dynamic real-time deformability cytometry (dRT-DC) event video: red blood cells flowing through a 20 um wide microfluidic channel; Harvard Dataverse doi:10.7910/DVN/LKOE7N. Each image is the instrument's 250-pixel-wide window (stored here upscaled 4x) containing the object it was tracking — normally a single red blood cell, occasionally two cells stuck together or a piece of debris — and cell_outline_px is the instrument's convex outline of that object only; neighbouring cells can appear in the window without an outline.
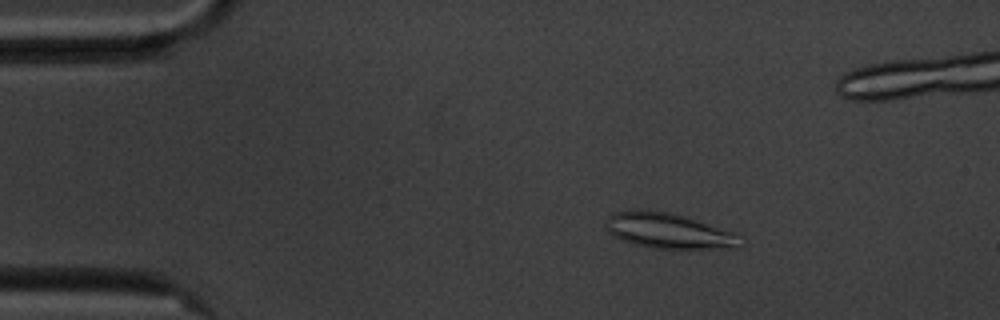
{"species": "common noctule bat (a hibernating species)", "species_latin": "Nyctalus noctula", "temperature_condition": "cold", "stored_images_in_passage": 57, "camera_frame_rate_fps": 3000, "um_per_image_px": 0.085, "animal": {"sex": "male", "body_mass_g": 20.1, "forearm_length_mm": 53.5}, "frame": {"image": 1, "passage_image": 9, "time_ms": 2.667, "image_size_px": [1000, 320], "cell_outline_px": [[744, 236], [736, 248], [652, 248], [636, 244], [624, 240], [608, 232], [608, 216], [612, 212], [636, 208], [640, 208], [668, 212], [688, 216], [736, 232]], "centroid_in_image_um": [56.89, 19.58], "position_along_channel_um": 28.1, "area_um2": 27.98}}
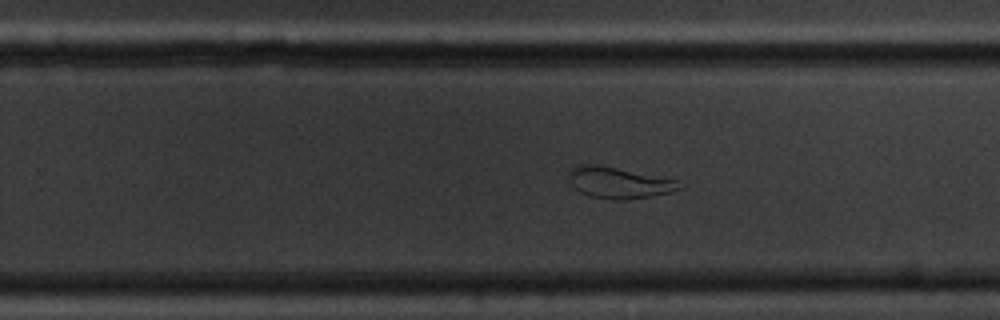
{"frame": {"image": 2, "passage_image": 35, "time_ms": 11.333, "image_size_px": [1000, 320], "cell_outline_px": [[684, 188], [672, 192], [652, 196], [620, 200], [616, 200], [588, 196], [580, 192], [572, 184], [568, 176], [568, 172], [572, 168], [580, 164], [596, 164], [676, 180]], "centroid_in_image_um": [52.59, 15.54], "position_along_channel_um": 277.2, "area_um2": 19.88}}
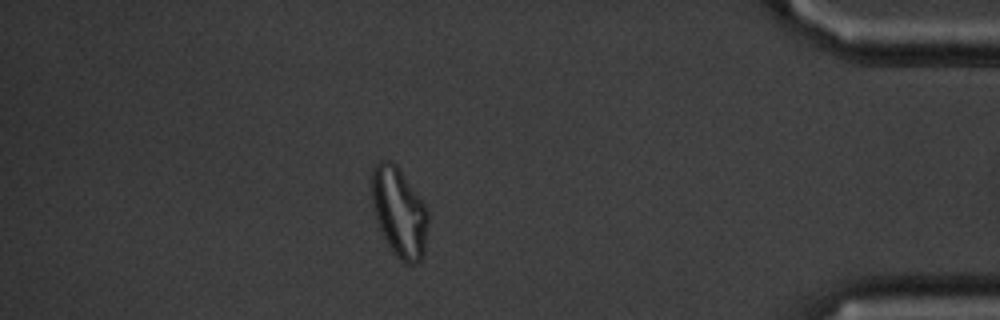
{"frame": {"image": 3, "passage_image": 49, "time_ms": 16.0, "image_size_px": [1000, 320], "cell_outline_px": [[428, 220], [424, 252], [420, 260], [416, 264], [404, 264], [392, 252], [376, 220], [372, 208], [368, 184], [368, 176], [372, 164], [380, 160], [388, 160], [396, 164], [400, 168], [424, 204], [428, 212]], "centroid_in_image_um": [33.85, 17.96], "position_along_channel_um": 401.3, "area_um2": 30.23}, "authors_computed_cell_mechanics": {"area_um2": 27.6284, "velocity_mm_per_s": 3.524, "shape_relaxation_time_tau1_ms": null, "shape_relaxation_time_tau2_ms": 1.5272, "deformation_change_tau1": null, "deformation_change_tau2": 0.0856}}